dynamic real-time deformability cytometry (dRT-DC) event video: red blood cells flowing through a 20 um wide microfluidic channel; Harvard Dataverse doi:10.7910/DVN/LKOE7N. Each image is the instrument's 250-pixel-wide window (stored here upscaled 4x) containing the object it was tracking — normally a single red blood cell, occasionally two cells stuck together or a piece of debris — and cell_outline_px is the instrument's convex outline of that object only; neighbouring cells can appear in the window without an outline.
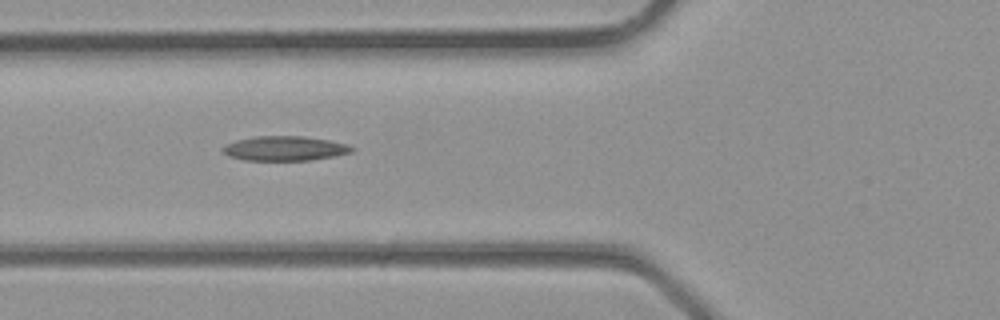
{"species": "common noctule bat (a hibernating species)", "species_latin": "Nyctalus noctula", "temperature_condition": "room temperature", "stored_images_in_passage": 5, "camera_frame_rate_fps": 3000, "um_per_image_px": 0.085, "animal": {"sex": "male", "body_mass_g": 23.1, "forearm_length_mm": 52.7}, "frame": {"image": 1, "passage_image": 4, "time_ms": 1.0, "image_size_px": [1000, 320], "cell_outline_px": [[356, 148], [352, 152], [312, 160], [244, 160], [228, 156], [220, 148], [224, 144], [236, 140], [256, 136], [304, 136], [328, 140], [348, 144]], "centroid_in_image_um": [24.18, 12.61], "position_along_channel_um": 101.6, "area_um2": 18.55}}
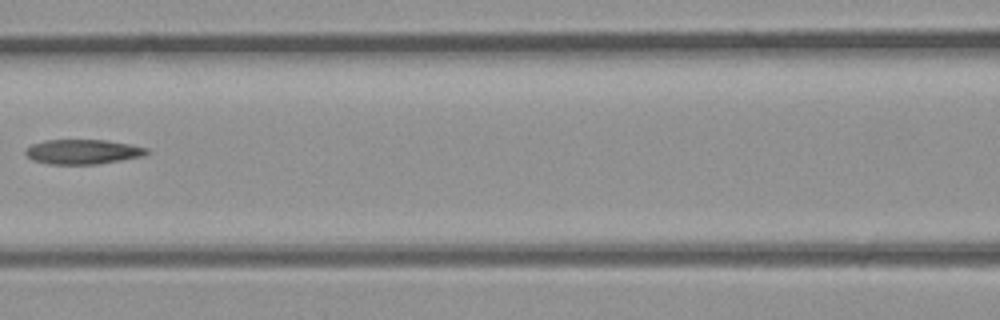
{"frame": {"image": 2, "passage_image": 5, "time_ms": 1.333, "image_size_px": [1000, 320], "cell_outline_px": [[152, 152], [144, 156], [96, 164], [48, 164], [32, 160], [24, 152], [24, 148], [32, 144], [44, 140], [104, 140], [132, 144], [148, 148]], "centroid_in_image_um": [7.05, 12.89], "position_along_channel_um": 159.6, "area_um2": 17.63}}